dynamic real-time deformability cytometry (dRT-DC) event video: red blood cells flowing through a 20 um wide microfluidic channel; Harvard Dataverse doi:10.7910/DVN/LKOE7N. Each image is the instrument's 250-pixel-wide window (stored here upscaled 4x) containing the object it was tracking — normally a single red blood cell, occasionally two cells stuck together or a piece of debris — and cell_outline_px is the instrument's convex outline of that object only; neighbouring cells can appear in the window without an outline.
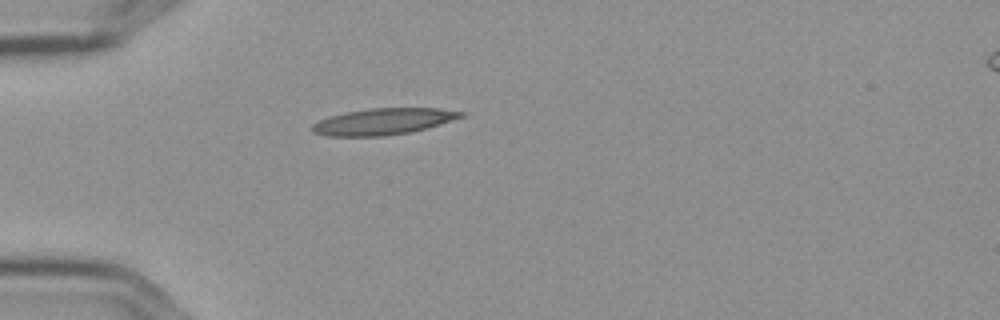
{"species": "Egyptian fruit bat (a non-hibernating species)", "species_latin": "Rousettus aegyptiacus", "temperature_condition": "cold", "stored_images_in_passage": 2, "camera_frame_rate_fps": 3000, "um_per_image_px": 0.085, "frame": {"image": 1, "passage_image": 1, "time_ms": 0.0, "image_size_px": [1000, 320], "cell_outline_px": [[464, 116], [424, 128], [408, 132], [384, 136], [324, 136], [312, 132], [308, 128], [312, 124], [328, 116], [368, 108], [440, 108], [464, 112]], "centroid_in_image_um": [32.48, 10.33], "position_along_channel_um": 52.5, "area_um2": 22.72}}